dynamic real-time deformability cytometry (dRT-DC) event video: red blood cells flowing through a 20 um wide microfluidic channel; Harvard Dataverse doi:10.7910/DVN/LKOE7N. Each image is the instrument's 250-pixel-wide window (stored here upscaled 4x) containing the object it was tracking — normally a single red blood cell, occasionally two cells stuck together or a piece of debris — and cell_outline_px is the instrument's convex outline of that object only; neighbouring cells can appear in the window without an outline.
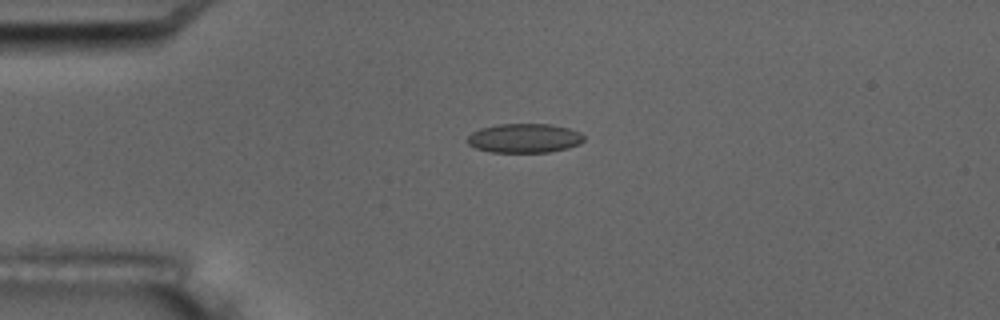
{"species": "common noctule bat (a hibernating species)", "species_latin": "Nyctalus noctula", "temperature_condition": "room temperature", "stored_images_in_passage": 4, "camera_frame_rate_fps": 3000, "um_per_image_px": 0.085, "animal": {"sex": "male", "body_mass_g": 17.5, "forearm_length_mm": 52.3}, "frame": {"image": 1, "passage_image": 2, "time_ms": 1.0, "image_size_px": [1000, 320], "cell_outline_px": [[584, 140], [580, 144], [568, 148], [548, 152], [492, 152], [476, 148], [468, 144], [468, 136], [472, 132], [480, 128], [496, 124], [548, 124], [568, 128], [580, 132], [584, 136]], "centroid_in_image_um": [44.58, 11.74], "position_along_channel_um": 40.4, "area_um2": 19.83}}